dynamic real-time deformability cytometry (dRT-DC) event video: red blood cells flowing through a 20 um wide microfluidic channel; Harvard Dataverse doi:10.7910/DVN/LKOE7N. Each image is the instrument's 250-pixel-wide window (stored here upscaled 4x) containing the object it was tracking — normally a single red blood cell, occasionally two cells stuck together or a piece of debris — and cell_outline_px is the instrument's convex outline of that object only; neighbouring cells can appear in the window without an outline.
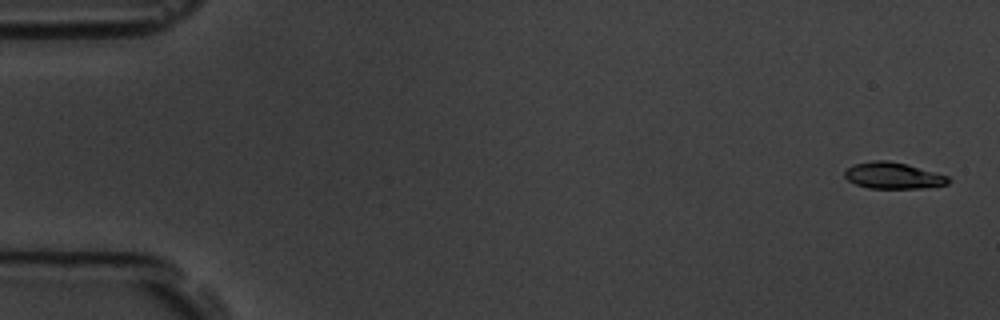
{"species": "common noctule bat (a hibernating species)", "species_latin": "Nyctalus noctula", "temperature_condition": "room temperature", "stored_images_in_passage": 6, "camera_frame_rate_fps": 3000, "um_per_image_px": 0.085, "animal": {"sex": "male", "body_mass_g": 19.5, "forearm_length_mm": 54.6}, "frame": {"image": 1, "passage_image": 1, "time_ms": 0.0, "image_size_px": [1000, 320], "cell_outline_px": [[952, 180], [948, 184], [920, 188], [868, 188], [856, 184], [848, 180], [844, 176], [844, 172], [852, 164], [872, 160], [888, 160], [908, 164], [948, 176]], "centroid_in_image_um": [75.91, 14.91], "position_along_channel_um": 9.1, "area_um2": 16.01}}
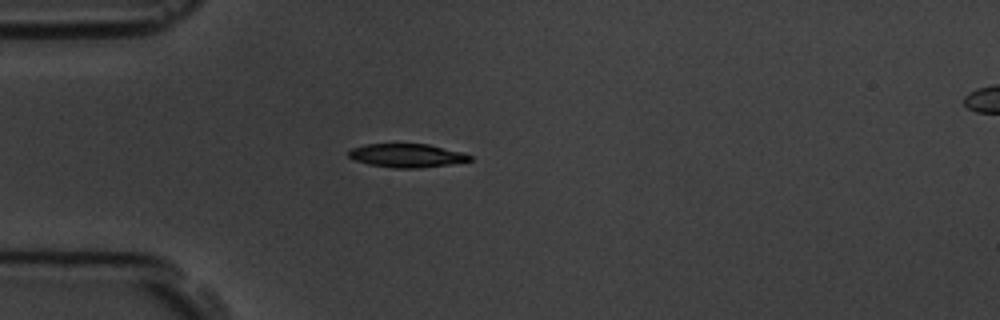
{"frame": {"image": 2, "passage_image": 5, "time_ms": 4.667, "image_size_px": [1000, 320], "cell_outline_px": [[472, 160], [448, 164], [416, 168], [396, 168], [368, 164], [356, 160], [348, 156], [348, 152], [352, 148], [364, 144], [428, 144], [464, 152], [472, 156]], "centroid_in_image_um": [34.59, 13.21], "position_along_channel_um": 50.4, "area_um2": 16.53}}